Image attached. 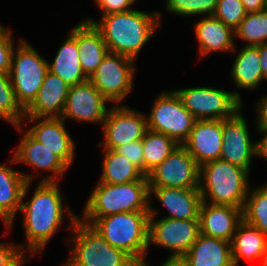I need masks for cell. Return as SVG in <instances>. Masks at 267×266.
Wrapping results in <instances>:
<instances>
[{"instance_id": "6da1fadb", "label": "cell", "mask_w": 267, "mask_h": 266, "mask_svg": "<svg viewBox=\"0 0 267 266\" xmlns=\"http://www.w3.org/2000/svg\"><path fill=\"white\" fill-rule=\"evenodd\" d=\"M31 182H27L23 194L20 212H23L22 224L26 244H19L24 253L33 255L40 253L47 247L51 238L64 224V217L69 218L68 229H71L78 216L70 210L69 205L63 203L58 182H39L32 197L24 202L30 190Z\"/></svg>"}, {"instance_id": "7a4b0ae2", "label": "cell", "mask_w": 267, "mask_h": 266, "mask_svg": "<svg viewBox=\"0 0 267 266\" xmlns=\"http://www.w3.org/2000/svg\"><path fill=\"white\" fill-rule=\"evenodd\" d=\"M161 16L157 10L148 13L135 8L84 21L92 23L101 32L109 52L136 60L144 45L160 28Z\"/></svg>"}, {"instance_id": "3957f363", "label": "cell", "mask_w": 267, "mask_h": 266, "mask_svg": "<svg viewBox=\"0 0 267 266\" xmlns=\"http://www.w3.org/2000/svg\"><path fill=\"white\" fill-rule=\"evenodd\" d=\"M79 219L89 224L110 246L124 251L136 263L146 262L149 212H124Z\"/></svg>"}, {"instance_id": "277c9868", "label": "cell", "mask_w": 267, "mask_h": 266, "mask_svg": "<svg viewBox=\"0 0 267 266\" xmlns=\"http://www.w3.org/2000/svg\"><path fill=\"white\" fill-rule=\"evenodd\" d=\"M250 173L221 159L200 166L199 189L202 200L213 205L243 209L250 189Z\"/></svg>"}, {"instance_id": "5b68a950", "label": "cell", "mask_w": 267, "mask_h": 266, "mask_svg": "<svg viewBox=\"0 0 267 266\" xmlns=\"http://www.w3.org/2000/svg\"><path fill=\"white\" fill-rule=\"evenodd\" d=\"M78 218H100L124 212H149L148 181L122 184L98 182L89 194Z\"/></svg>"}, {"instance_id": "8992f818", "label": "cell", "mask_w": 267, "mask_h": 266, "mask_svg": "<svg viewBox=\"0 0 267 266\" xmlns=\"http://www.w3.org/2000/svg\"><path fill=\"white\" fill-rule=\"evenodd\" d=\"M70 231V234H73L69 235L70 240L69 238L67 240V244H71L70 255L60 266H135L137 264L124 251L110 246L97 231L79 218Z\"/></svg>"}, {"instance_id": "52a82bcc", "label": "cell", "mask_w": 267, "mask_h": 266, "mask_svg": "<svg viewBox=\"0 0 267 266\" xmlns=\"http://www.w3.org/2000/svg\"><path fill=\"white\" fill-rule=\"evenodd\" d=\"M17 46L12 55L9 76L16 100L25 110L39 92L48 72V60L25 39H19Z\"/></svg>"}, {"instance_id": "ba28073f", "label": "cell", "mask_w": 267, "mask_h": 266, "mask_svg": "<svg viewBox=\"0 0 267 266\" xmlns=\"http://www.w3.org/2000/svg\"><path fill=\"white\" fill-rule=\"evenodd\" d=\"M184 107L197 119L223 120L243 108L238 90L227 91L209 86L177 89Z\"/></svg>"}, {"instance_id": "9c48e42d", "label": "cell", "mask_w": 267, "mask_h": 266, "mask_svg": "<svg viewBox=\"0 0 267 266\" xmlns=\"http://www.w3.org/2000/svg\"><path fill=\"white\" fill-rule=\"evenodd\" d=\"M146 116L149 130L163 133L179 145L188 139L197 120L184 107L175 90L160 93Z\"/></svg>"}, {"instance_id": "30bf717a", "label": "cell", "mask_w": 267, "mask_h": 266, "mask_svg": "<svg viewBox=\"0 0 267 266\" xmlns=\"http://www.w3.org/2000/svg\"><path fill=\"white\" fill-rule=\"evenodd\" d=\"M149 201L148 245L171 251L169 257H183L200 234L199 219L182 220L162 217Z\"/></svg>"}, {"instance_id": "8fae6325", "label": "cell", "mask_w": 267, "mask_h": 266, "mask_svg": "<svg viewBox=\"0 0 267 266\" xmlns=\"http://www.w3.org/2000/svg\"><path fill=\"white\" fill-rule=\"evenodd\" d=\"M136 60L108 52L89 78L99 92L114 105H119L134 87Z\"/></svg>"}, {"instance_id": "7c38bea8", "label": "cell", "mask_w": 267, "mask_h": 266, "mask_svg": "<svg viewBox=\"0 0 267 266\" xmlns=\"http://www.w3.org/2000/svg\"><path fill=\"white\" fill-rule=\"evenodd\" d=\"M23 133L8 164L24 163L36 172L39 170L37 174L21 172L26 182L32 183L34 178L42 172L40 170H46L47 173L50 171L51 174L46 173V176L41 177L39 182H59L70 167L52 150L34 139L27 131Z\"/></svg>"}, {"instance_id": "4fadbf2b", "label": "cell", "mask_w": 267, "mask_h": 266, "mask_svg": "<svg viewBox=\"0 0 267 266\" xmlns=\"http://www.w3.org/2000/svg\"><path fill=\"white\" fill-rule=\"evenodd\" d=\"M113 105L102 124L103 143L99 147L116 150L125 143L141 140L148 130L146 114L130 106Z\"/></svg>"}, {"instance_id": "5bb4252c", "label": "cell", "mask_w": 267, "mask_h": 266, "mask_svg": "<svg viewBox=\"0 0 267 266\" xmlns=\"http://www.w3.org/2000/svg\"><path fill=\"white\" fill-rule=\"evenodd\" d=\"M200 166L183 145L148 175L149 187L199 188Z\"/></svg>"}, {"instance_id": "9a60e30c", "label": "cell", "mask_w": 267, "mask_h": 266, "mask_svg": "<svg viewBox=\"0 0 267 266\" xmlns=\"http://www.w3.org/2000/svg\"><path fill=\"white\" fill-rule=\"evenodd\" d=\"M241 110L222 120L223 142L220 159L251 173L252 159L258 157V142L251 141L250 129Z\"/></svg>"}, {"instance_id": "2e32d148", "label": "cell", "mask_w": 267, "mask_h": 266, "mask_svg": "<svg viewBox=\"0 0 267 266\" xmlns=\"http://www.w3.org/2000/svg\"><path fill=\"white\" fill-rule=\"evenodd\" d=\"M108 102L88 79L69 88L61 118L64 121L71 119L102 126L109 111L106 106Z\"/></svg>"}, {"instance_id": "e0dca14e", "label": "cell", "mask_w": 267, "mask_h": 266, "mask_svg": "<svg viewBox=\"0 0 267 266\" xmlns=\"http://www.w3.org/2000/svg\"><path fill=\"white\" fill-rule=\"evenodd\" d=\"M23 121L26 124L36 122L26 131L57 154L69 167L74 163L76 144L61 117H24Z\"/></svg>"}, {"instance_id": "ac0fdd59", "label": "cell", "mask_w": 267, "mask_h": 266, "mask_svg": "<svg viewBox=\"0 0 267 266\" xmlns=\"http://www.w3.org/2000/svg\"><path fill=\"white\" fill-rule=\"evenodd\" d=\"M222 120H196L188 139L182 144L202 164L220 159L223 142Z\"/></svg>"}, {"instance_id": "d6986e66", "label": "cell", "mask_w": 267, "mask_h": 266, "mask_svg": "<svg viewBox=\"0 0 267 266\" xmlns=\"http://www.w3.org/2000/svg\"><path fill=\"white\" fill-rule=\"evenodd\" d=\"M199 221L201 234L232 242L239 224L243 221V209L202 201Z\"/></svg>"}, {"instance_id": "ffe728a7", "label": "cell", "mask_w": 267, "mask_h": 266, "mask_svg": "<svg viewBox=\"0 0 267 266\" xmlns=\"http://www.w3.org/2000/svg\"><path fill=\"white\" fill-rule=\"evenodd\" d=\"M154 195L168 211L167 218L199 219L202 196L199 188L149 187V201Z\"/></svg>"}, {"instance_id": "44dd1931", "label": "cell", "mask_w": 267, "mask_h": 266, "mask_svg": "<svg viewBox=\"0 0 267 266\" xmlns=\"http://www.w3.org/2000/svg\"><path fill=\"white\" fill-rule=\"evenodd\" d=\"M70 86L56 74L48 72L25 117H61Z\"/></svg>"}, {"instance_id": "7402d4cb", "label": "cell", "mask_w": 267, "mask_h": 266, "mask_svg": "<svg viewBox=\"0 0 267 266\" xmlns=\"http://www.w3.org/2000/svg\"><path fill=\"white\" fill-rule=\"evenodd\" d=\"M200 58L215 52H236L235 32L213 16L200 18L194 24Z\"/></svg>"}, {"instance_id": "603a6c76", "label": "cell", "mask_w": 267, "mask_h": 266, "mask_svg": "<svg viewBox=\"0 0 267 266\" xmlns=\"http://www.w3.org/2000/svg\"><path fill=\"white\" fill-rule=\"evenodd\" d=\"M26 180L20 171L0 164V218L11 232L15 217L20 211Z\"/></svg>"}, {"instance_id": "cb8c5ba5", "label": "cell", "mask_w": 267, "mask_h": 266, "mask_svg": "<svg viewBox=\"0 0 267 266\" xmlns=\"http://www.w3.org/2000/svg\"><path fill=\"white\" fill-rule=\"evenodd\" d=\"M79 57L76 25L58 48L53 61H48V70L59 76L70 87L78 85L88 80L81 68Z\"/></svg>"}, {"instance_id": "d4e9b609", "label": "cell", "mask_w": 267, "mask_h": 266, "mask_svg": "<svg viewBox=\"0 0 267 266\" xmlns=\"http://www.w3.org/2000/svg\"><path fill=\"white\" fill-rule=\"evenodd\" d=\"M183 259L189 266H234L231 242L201 233Z\"/></svg>"}, {"instance_id": "484cf974", "label": "cell", "mask_w": 267, "mask_h": 266, "mask_svg": "<svg viewBox=\"0 0 267 266\" xmlns=\"http://www.w3.org/2000/svg\"><path fill=\"white\" fill-rule=\"evenodd\" d=\"M77 46L81 68L89 79L109 52L107 45L101 32L82 20L77 24Z\"/></svg>"}, {"instance_id": "4316f807", "label": "cell", "mask_w": 267, "mask_h": 266, "mask_svg": "<svg viewBox=\"0 0 267 266\" xmlns=\"http://www.w3.org/2000/svg\"><path fill=\"white\" fill-rule=\"evenodd\" d=\"M232 261L239 266L240 261L255 262L263 260L267 255V235L244 220L239 224L231 242Z\"/></svg>"}, {"instance_id": "83f0119b", "label": "cell", "mask_w": 267, "mask_h": 266, "mask_svg": "<svg viewBox=\"0 0 267 266\" xmlns=\"http://www.w3.org/2000/svg\"><path fill=\"white\" fill-rule=\"evenodd\" d=\"M232 63L230 78L234 87L241 90H255L264 81L260 65L259 45L243 46Z\"/></svg>"}, {"instance_id": "f1b7e54d", "label": "cell", "mask_w": 267, "mask_h": 266, "mask_svg": "<svg viewBox=\"0 0 267 266\" xmlns=\"http://www.w3.org/2000/svg\"><path fill=\"white\" fill-rule=\"evenodd\" d=\"M102 171L98 182L122 184L134 181H148L147 176L127 157L116 150L102 148Z\"/></svg>"}, {"instance_id": "f546056e", "label": "cell", "mask_w": 267, "mask_h": 266, "mask_svg": "<svg viewBox=\"0 0 267 266\" xmlns=\"http://www.w3.org/2000/svg\"><path fill=\"white\" fill-rule=\"evenodd\" d=\"M144 156V174L147 176L155 167L162 163L179 144L171 137L147 130L142 138Z\"/></svg>"}, {"instance_id": "4dcf8cb0", "label": "cell", "mask_w": 267, "mask_h": 266, "mask_svg": "<svg viewBox=\"0 0 267 266\" xmlns=\"http://www.w3.org/2000/svg\"><path fill=\"white\" fill-rule=\"evenodd\" d=\"M24 117L25 110L16 100L9 73H0V120L10 123L22 134Z\"/></svg>"}, {"instance_id": "1f68e13d", "label": "cell", "mask_w": 267, "mask_h": 266, "mask_svg": "<svg viewBox=\"0 0 267 266\" xmlns=\"http://www.w3.org/2000/svg\"><path fill=\"white\" fill-rule=\"evenodd\" d=\"M243 220L267 235V184L249 189L243 208Z\"/></svg>"}, {"instance_id": "d6a6232c", "label": "cell", "mask_w": 267, "mask_h": 266, "mask_svg": "<svg viewBox=\"0 0 267 266\" xmlns=\"http://www.w3.org/2000/svg\"><path fill=\"white\" fill-rule=\"evenodd\" d=\"M235 38L241 39L245 46H258L267 43V8L247 13L234 29Z\"/></svg>"}, {"instance_id": "836d02e7", "label": "cell", "mask_w": 267, "mask_h": 266, "mask_svg": "<svg viewBox=\"0 0 267 266\" xmlns=\"http://www.w3.org/2000/svg\"><path fill=\"white\" fill-rule=\"evenodd\" d=\"M165 10L178 16H213L218 0H164Z\"/></svg>"}, {"instance_id": "e575fe53", "label": "cell", "mask_w": 267, "mask_h": 266, "mask_svg": "<svg viewBox=\"0 0 267 266\" xmlns=\"http://www.w3.org/2000/svg\"><path fill=\"white\" fill-rule=\"evenodd\" d=\"M247 12L241 0H218L214 16L225 25L235 29L245 18Z\"/></svg>"}, {"instance_id": "d590c367", "label": "cell", "mask_w": 267, "mask_h": 266, "mask_svg": "<svg viewBox=\"0 0 267 266\" xmlns=\"http://www.w3.org/2000/svg\"><path fill=\"white\" fill-rule=\"evenodd\" d=\"M12 30L0 24V73H9L15 49Z\"/></svg>"}, {"instance_id": "8d00e7d4", "label": "cell", "mask_w": 267, "mask_h": 266, "mask_svg": "<svg viewBox=\"0 0 267 266\" xmlns=\"http://www.w3.org/2000/svg\"><path fill=\"white\" fill-rule=\"evenodd\" d=\"M21 250L19 243L0 242V266H24L29 261Z\"/></svg>"}, {"instance_id": "74e56055", "label": "cell", "mask_w": 267, "mask_h": 266, "mask_svg": "<svg viewBox=\"0 0 267 266\" xmlns=\"http://www.w3.org/2000/svg\"><path fill=\"white\" fill-rule=\"evenodd\" d=\"M116 151L121 155L127 157L144 173V156L142 139L134 142L125 143L119 146Z\"/></svg>"}, {"instance_id": "f35d334b", "label": "cell", "mask_w": 267, "mask_h": 266, "mask_svg": "<svg viewBox=\"0 0 267 266\" xmlns=\"http://www.w3.org/2000/svg\"><path fill=\"white\" fill-rule=\"evenodd\" d=\"M101 9L102 15L127 12L134 9L136 0H93ZM133 6V7H132Z\"/></svg>"}, {"instance_id": "ab89813d", "label": "cell", "mask_w": 267, "mask_h": 266, "mask_svg": "<svg viewBox=\"0 0 267 266\" xmlns=\"http://www.w3.org/2000/svg\"><path fill=\"white\" fill-rule=\"evenodd\" d=\"M258 101L255 117L256 129L258 132H267V95L264 94Z\"/></svg>"}, {"instance_id": "60d3db41", "label": "cell", "mask_w": 267, "mask_h": 266, "mask_svg": "<svg viewBox=\"0 0 267 266\" xmlns=\"http://www.w3.org/2000/svg\"><path fill=\"white\" fill-rule=\"evenodd\" d=\"M247 13L262 11L267 8L265 0H241Z\"/></svg>"}, {"instance_id": "b9f144b4", "label": "cell", "mask_w": 267, "mask_h": 266, "mask_svg": "<svg viewBox=\"0 0 267 266\" xmlns=\"http://www.w3.org/2000/svg\"><path fill=\"white\" fill-rule=\"evenodd\" d=\"M259 56L263 77L267 81V43L259 45Z\"/></svg>"}, {"instance_id": "7bdbcfd3", "label": "cell", "mask_w": 267, "mask_h": 266, "mask_svg": "<svg viewBox=\"0 0 267 266\" xmlns=\"http://www.w3.org/2000/svg\"><path fill=\"white\" fill-rule=\"evenodd\" d=\"M262 138L258 142V157L267 160V132H258Z\"/></svg>"}, {"instance_id": "ee69618b", "label": "cell", "mask_w": 267, "mask_h": 266, "mask_svg": "<svg viewBox=\"0 0 267 266\" xmlns=\"http://www.w3.org/2000/svg\"><path fill=\"white\" fill-rule=\"evenodd\" d=\"M147 266H150L147 261L145 262ZM160 266H189L188 263L183 259V257H167V259L160 264Z\"/></svg>"}, {"instance_id": "f6af8a7d", "label": "cell", "mask_w": 267, "mask_h": 266, "mask_svg": "<svg viewBox=\"0 0 267 266\" xmlns=\"http://www.w3.org/2000/svg\"><path fill=\"white\" fill-rule=\"evenodd\" d=\"M262 266H267V255H266L265 259L263 260Z\"/></svg>"}, {"instance_id": "bcb514c9", "label": "cell", "mask_w": 267, "mask_h": 266, "mask_svg": "<svg viewBox=\"0 0 267 266\" xmlns=\"http://www.w3.org/2000/svg\"><path fill=\"white\" fill-rule=\"evenodd\" d=\"M135 266H147L145 263H137Z\"/></svg>"}]
</instances>
